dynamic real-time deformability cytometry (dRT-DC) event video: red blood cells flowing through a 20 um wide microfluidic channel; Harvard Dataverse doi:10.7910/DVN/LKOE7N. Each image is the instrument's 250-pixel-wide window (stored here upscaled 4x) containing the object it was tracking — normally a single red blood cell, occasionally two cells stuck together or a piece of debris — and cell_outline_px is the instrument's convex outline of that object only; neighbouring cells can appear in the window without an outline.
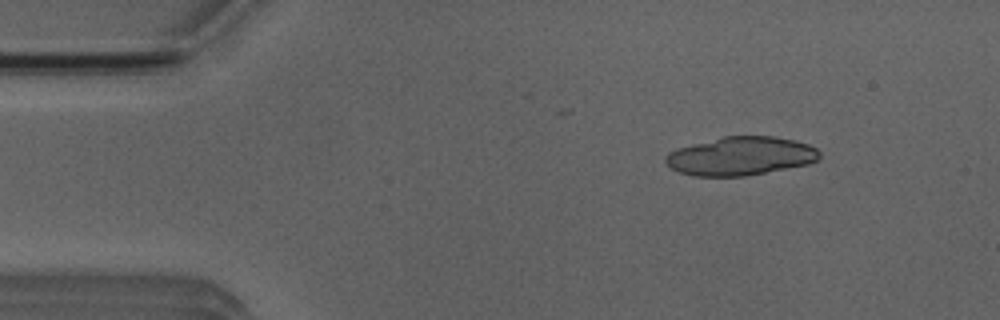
{"species": "Egyptian fruit bat (a non-hibernating species)", "species_latin": "Rousettus aegyptiacus", "temperature_condition": "room temperature", "stored_images_in_passage": 3, "camera_frame_rate_fps": 3000, "um_per_image_px": 0.085, "animal": {"sex": "male"}, "frame": {"image": 1, "passage_image": 1, "time_ms": 0.0, "image_size_px": [1000, 320], "cell_outline_px": [[820, 156], [816, 160], [808, 164], [744, 176], [692, 176], [680, 172], [672, 168], [664, 160], [664, 156], [668, 152], [680, 148], [724, 136], [776, 136], [796, 140], [808, 144], [816, 148], [820, 152]], "centroid_in_image_um": [62.97, 13.26], "position_along_channel_um": 22.0, "area_um2": 34.33}}